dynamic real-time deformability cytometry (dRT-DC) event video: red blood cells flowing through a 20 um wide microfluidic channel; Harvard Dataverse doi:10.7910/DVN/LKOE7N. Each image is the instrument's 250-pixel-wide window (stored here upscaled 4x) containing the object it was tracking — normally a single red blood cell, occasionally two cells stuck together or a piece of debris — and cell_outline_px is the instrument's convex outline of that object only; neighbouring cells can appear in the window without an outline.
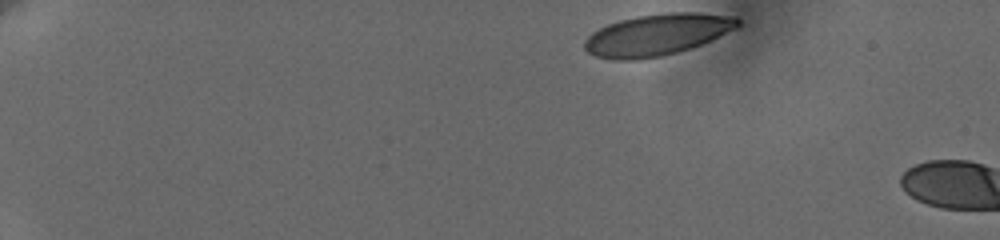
{"species": "human", "species_latin": "Homo sapiens", "temperature_condition": "cold", "stored_images_in_passage": 4, "camera_frame_rate_fps": 3000, "um_per_image_px": 0.085, "donor": {"sex": "female"}, "frame": {"image": 1, "passage_image": 1, "time_ms": 0.0, "image_size_px": [1000, 240], "cell_outline_px": [[740, 24], [736, 28], [700, 44], [676, 52], [660, 56], [636, 60], [612, 60], [596, 56], [588, 52], [584, 48], [584, 40], [592, 32], [608, 24], [620, 20], [636, 16], [668, 12], [700, 12], [736, 16], [740, 20]], "centroid_in_image_um": [55.84, 2.94], "position_along_channel_um": 29.2, "area_um2": 36.93}}